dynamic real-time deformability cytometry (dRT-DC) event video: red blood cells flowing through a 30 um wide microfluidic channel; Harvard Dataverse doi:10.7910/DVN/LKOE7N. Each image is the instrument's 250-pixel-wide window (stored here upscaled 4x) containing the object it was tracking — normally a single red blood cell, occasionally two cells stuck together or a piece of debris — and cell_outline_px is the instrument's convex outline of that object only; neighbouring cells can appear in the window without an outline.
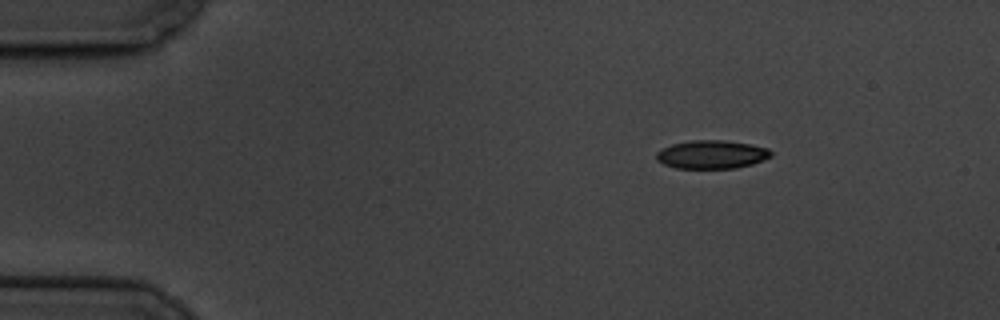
{"species": "common noctule bat (a hibernating species)", "species_latin": "Nyctalus noctula", "temperature_condition": "cold", "stored_images_in_passage": 4, "camera_frame_rate_fps": 3000, "um_per_image_px": 0.085, "animal": {"sex": "male", "body_mass_g": 19.5, "forearm_length_mm": 54.6}, "frame": {"image": 1, "passage_image": 1, "time_ms": 0.0, "image_size_px": [1000, 320], "cell_outline_px": [[772, 156], [764, 160], [752, 164], [736, 168], [676, 168], [664, 164], [656, 160], [656, 152], [672, 144], [688, 140], [728, 140], [768, 148], [772, 152]], "centroid_in_image_um": [60.5, 13.12], "position_along_channel_um": 24.5, "area_um2": 19.02}}
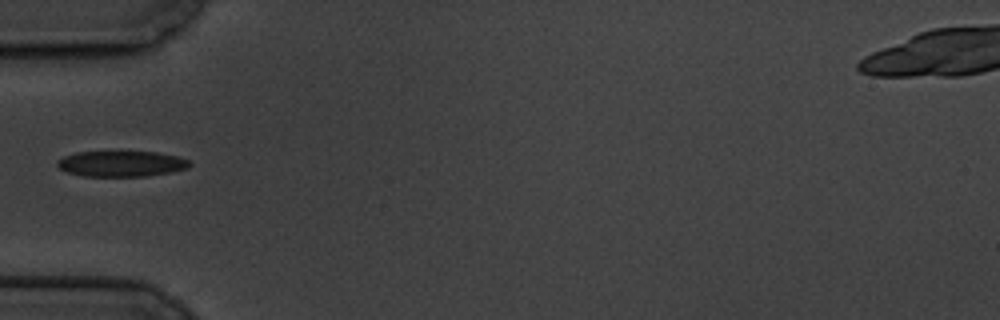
{"frame": {"image": 2, "passage_image": 4, "time_ms": 3.667, "image_size_px": [1000, 320], "cell_outline_px": [[192, 164], [188, 168], [148, 176], [84, 176], [68, 172], [60, 168], [56, 164], [56, 160], [64, 156], [76, 152], [156, 152], [176, 156], [188, 160]], "centroid_in_image_um": [10.3, 13.92], "position_along_channel_um": 74.7, "area_um2": 19.65}}